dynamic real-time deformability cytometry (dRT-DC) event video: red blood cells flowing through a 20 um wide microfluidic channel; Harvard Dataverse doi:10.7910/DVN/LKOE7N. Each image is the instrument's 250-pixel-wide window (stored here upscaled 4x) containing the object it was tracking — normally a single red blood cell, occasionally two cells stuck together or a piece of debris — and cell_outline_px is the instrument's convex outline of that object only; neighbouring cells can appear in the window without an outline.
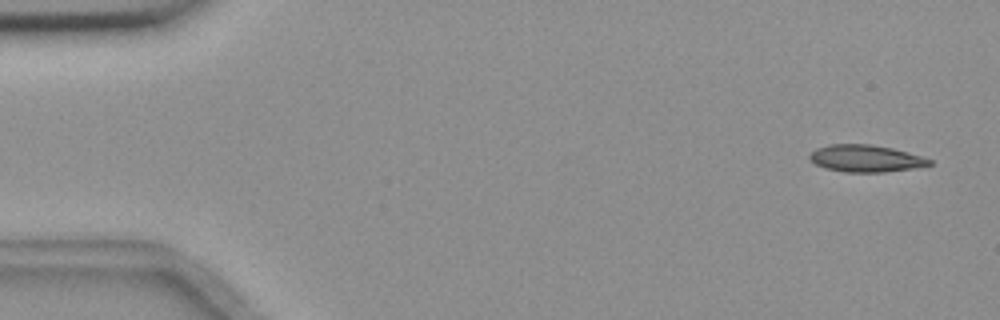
{"species": "common noctule bat (a hibernating species)", "species_latin": "Nyctalus noctula", "temperature_condition": "room temperature", "stored_images_in_passage": 5, "camera_frame_rate_fps": 3000, "um_per_image_px": 0.085, "animal": {"sex": "female", "body_mass_g": 18.4}, "frame": {"image": 1, "passage_image": 1, "time_ms": 0.0, "image_size_px": [1000, 320], "cell_outline_px": [[932, 164], [912, 168], [884, 172], [844, 172], [824, 168], [816, 164], [808, 156], [816, 148], [832, 144], [868, 144], [892, 148], [920, 156], [932, 160]], "centroid_in_image_um": [73.55, 13.47], "position_along_channel_um": 11.4, "area_um2": 18.61}}
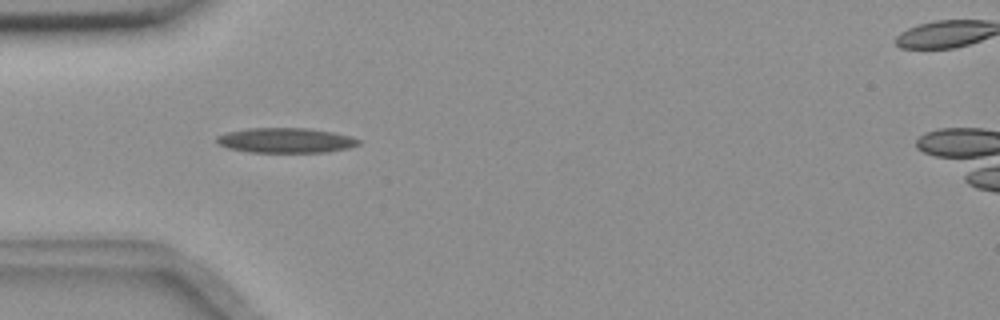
{"frame": {"image": 2, "passage_image": 5, "time_ms": 1.333, "image_size_px": [1000, 320], "cell_outline_px": [[360, 144], [348, 148], [324, 152], [248, 152], [228, 148], [216, 144], [216, 136], [228, 132], [248, 128], [308, 128], [332, 132], [352, 136], [360, 140]], "centroid_in_image_um": [24.27, 11.93], "position_along_channel_um": 60.7, "area_um2": 20.69}}